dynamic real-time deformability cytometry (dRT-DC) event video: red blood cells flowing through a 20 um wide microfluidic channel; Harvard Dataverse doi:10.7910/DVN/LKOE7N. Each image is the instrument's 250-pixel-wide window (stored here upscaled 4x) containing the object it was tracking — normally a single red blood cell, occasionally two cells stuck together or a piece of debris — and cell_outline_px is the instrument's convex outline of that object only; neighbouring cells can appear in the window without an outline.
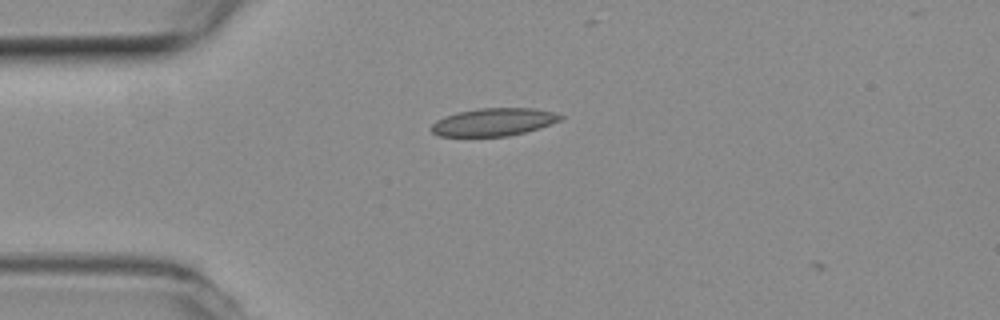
{"species": "common noctule bat (a hibernating species)", "species_latin": "Nyctalus noctula", "temperature_condition": "room temperature", "stored_images_in_passage": 1, "camera_frame_rate_fps": 3000, "um_per_image_px": 0.085, "animal": {"sex": "female", "body_mass_g": 19.3, "forearm_length_mm": 54.1}, "frame": {"image": 1, "passage_image": 1, "time_ms": 0.0, "image_size_px": [1000, 320], "cell_outline_px": [[564, 116], [560, 120], [540, 128], [508, 136], [440, 136], [432, 132], [432, 124], [436, 120], [444, 116], [460, 112], [480, 108], [532, 108], [552, 112]], "centroid_in_image_um": [41.95, 10.37], "position_along_channel_um": 43.0, "area_um2": 20.63}}